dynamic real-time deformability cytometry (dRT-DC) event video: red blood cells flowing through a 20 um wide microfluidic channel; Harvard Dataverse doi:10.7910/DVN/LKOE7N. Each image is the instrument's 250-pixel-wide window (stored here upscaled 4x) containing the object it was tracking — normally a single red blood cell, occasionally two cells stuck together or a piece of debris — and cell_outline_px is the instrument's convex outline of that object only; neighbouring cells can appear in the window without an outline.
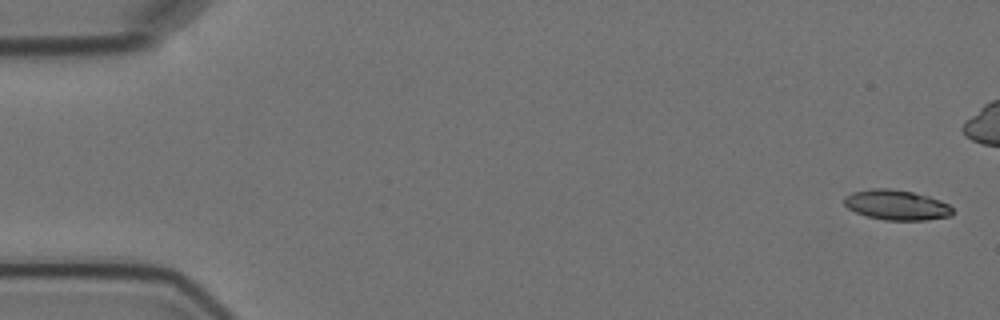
{"species": "Egyptian fruit bat (a non-hibernating species)", "species_latin": "Rousettus aegyptiacus", "temperature_condition": "cold", "stored_images_in_passage": 7, "camera_frame_rate_fps": 3000, "um_per_image_px": 0.085, "animal": {"sex": "female"}, "frame": {"image": 1, "passage_image": 1, "time_ms": 0.0, "image_size_px": [1000, 320], "cell_outline_px": [[952, 216], [924, 220], [884, 220], [868, 216], [856, 212], [848, 208], [844, 204], [844, 196], [852, 192], [872, 188], [888, 188], [912, 192], [928, 196], [940, 200], [948, 204], [952, 208]], "centroid_in_image_um": [76.19, 17.42], "position_along_channel_um": 8.8, "area_um2": 18.96}}